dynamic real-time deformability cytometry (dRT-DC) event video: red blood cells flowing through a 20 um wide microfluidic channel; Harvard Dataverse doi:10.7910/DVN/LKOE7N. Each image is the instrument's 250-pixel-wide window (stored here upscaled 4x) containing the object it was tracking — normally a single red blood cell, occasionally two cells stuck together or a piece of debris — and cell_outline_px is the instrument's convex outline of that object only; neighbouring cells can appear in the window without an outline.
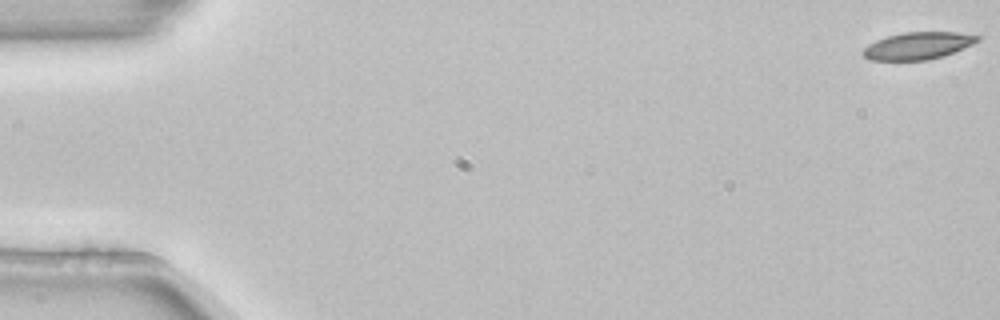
{"species": "common noctule bat (a hibernating species)", "species_latin": "Nyctalus noctula", "temperature_condition": "room temperature", "stored_images_in_passage": 5, "camera_frame_rate_fps": 3000, "um_per_image_px": 0.085, "animal": {"sex": "female", "body_mass_g": 22.7, "forearm_length_mm": 54.2}, "frame": {"image": 1, "passage_image": 1, "time_ms": 0.0, "image_size_px": [1000, 320], "cell_outline_px": [[984, 36], [980, 40], [972, 44], [944, 56], [928, 60], [868, 60], [860, 52], [868, 44], [876, 40], [888, 36], [904, 32], [960, 32]], "centroid_in_image_um": [78.04, 3.88], "position_along_channel_um": 7.0, "area_um2": 18.32}}
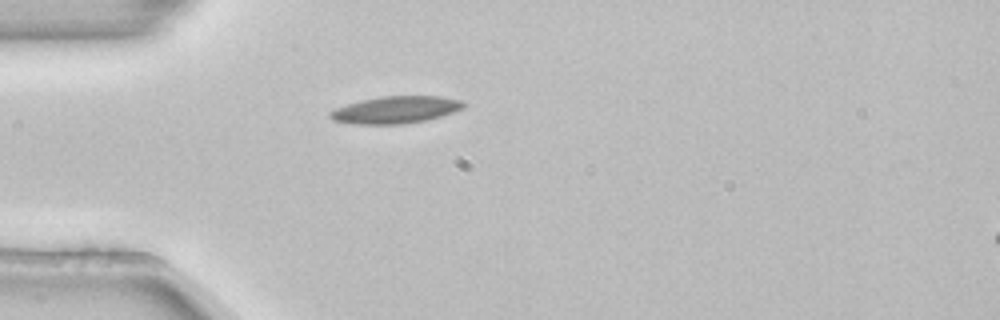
{"frame": {"image": 2, "passage_image": 5, "time_ms": 1.333, "image_size_px": [1000, 320], "cell_outline_px": [[464, 104], [460, 108], [452, 112], [428, 120], [404, 124], [352, 124], [332, 120], [328, 116], [328, 112], [336, 108], [348, 104], [364, 100], [384, 96], [440, 96], [460, 100]], "centroid_in_image_um": [33.58, 9.34], "position_along_channel_um": 51.4, "area_um2": 20.87}}